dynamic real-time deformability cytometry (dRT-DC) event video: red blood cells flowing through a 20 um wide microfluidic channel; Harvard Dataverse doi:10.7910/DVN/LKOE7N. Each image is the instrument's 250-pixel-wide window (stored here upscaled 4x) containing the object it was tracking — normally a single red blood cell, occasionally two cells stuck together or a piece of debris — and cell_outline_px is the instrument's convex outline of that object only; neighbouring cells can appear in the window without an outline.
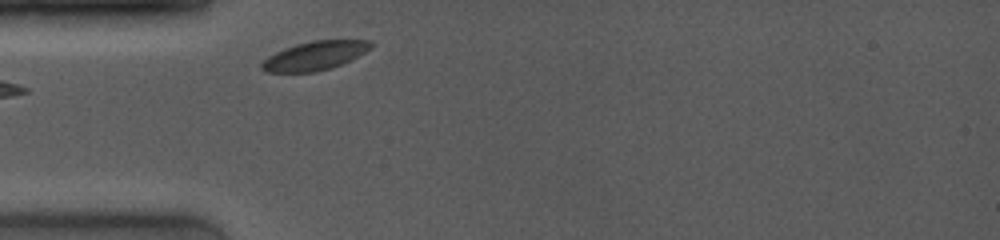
{"species": "common noctule bat (a hibernating species)", "species_latin": "Nyctalus noctula", "temperature_condition": "room temperature", "stored_images_in_passage": 1, "camera_frame_rate_fps": 4000, "um_per_image_px": 0.085, "animal": {"sex": "female", "body_mass_g": 19.0, "forearm_length_mm": 53.3}, "frame": {"image": 1, "passage_image": 1, "time_ms": 0.0, "image_size_px": [1000, 240], "cell_outline_px": [[372, 48], [340, 64], [316, 72], [264, 72], [260, 68], [260, 64], [268, 56], [284, 48], [296, 44], [312, 40], [372, 40]], "centroid_in_image_um": [26.71, 4.73], "position_along_channel_um": 58.3, "area_um2": 18.15}}